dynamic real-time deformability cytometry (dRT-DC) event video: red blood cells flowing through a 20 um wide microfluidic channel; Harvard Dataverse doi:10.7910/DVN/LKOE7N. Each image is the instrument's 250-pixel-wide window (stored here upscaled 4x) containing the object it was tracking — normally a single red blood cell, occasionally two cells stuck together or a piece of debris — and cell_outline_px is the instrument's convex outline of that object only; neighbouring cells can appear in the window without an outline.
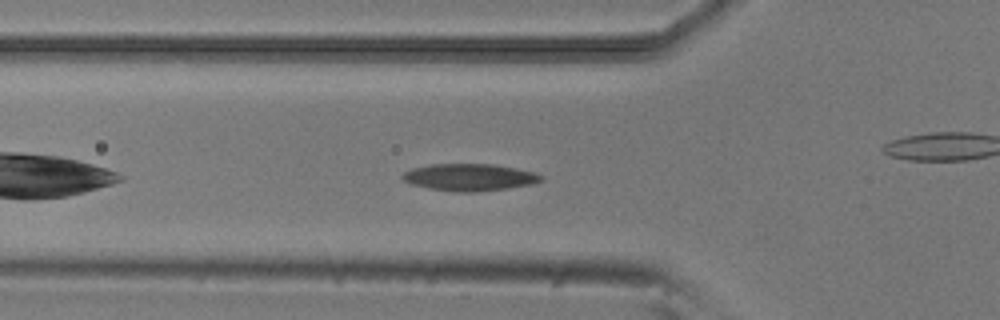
{"species": "common noctule bat (a hibernating species)", "species_latin": "Nyctalus noctula", "temperature_condition": "room temperature", "stored_images_in_passage": 35, "camera_frame_rate_fps": 3000, "um_per_image_px": 0.085, "animal": {"sex": "male", "body_mass_g": 20.5, "forearm_length_mm": 52.5}, "frame": {"image": 1, "passage_image": 6, "time_ms": 1.667, "image_size_px": [1000, 320], "cell_outline_px": [[544, 180], [532, 184], [508, 188], [476, 192], [456, 192], [428, 188], [408, 184], [400, 176], [404, 172], [412, 168], [428, 164], [492, 164], [536, 172], [544, 176]], "centroid_in_image_um": [39.9, 15.07], "position_along_channel_um": 85.9, "area_um2": 22.08}}
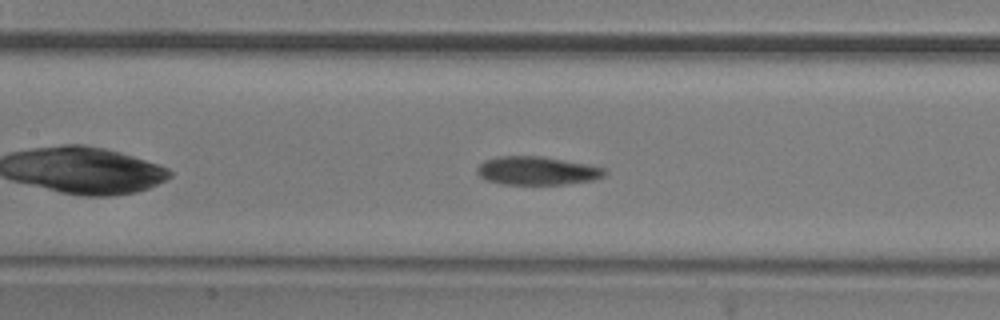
{"frame": {"image": 2, "passage_image": 12, "time_ms": 3.667, "image_size_px": [1000, 320], "cell_outline_px": [[608, 176], [592, 180], [564, 184], [504, 184], [484, 180], [476, 172], [476, 168], [484, 160], [496, 156], [540, 156], [588, 164], [604, 168], [608, 172]], "centroid_in_image_um": [45.65, 14.51], "position_along_channel_um": 161.8, "area_um2": 21.27}}
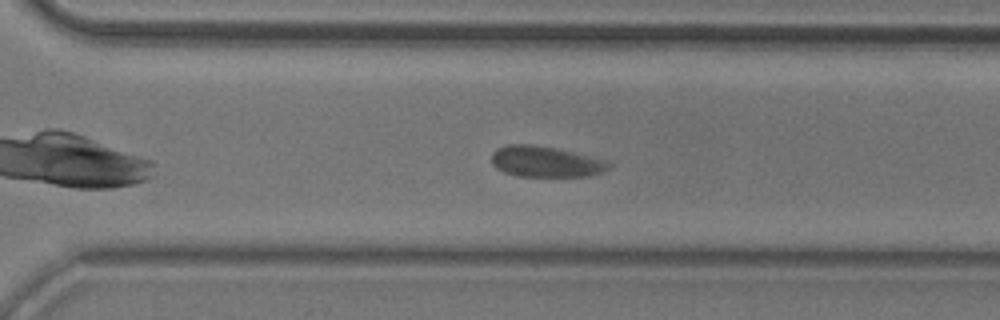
{"frame": {"image": 3, "passage_image": 25, "time_ms": 8.0, "image_size_px": [1000, 320], "cell_outline_px": [[612, 164], [604, 172], [588, 176], [520, 176], [504, 172], [496, 168], [492, 164], [492, 152], [496, 148], [508, 144], [532, 144], [556, 148], [608, 160]], "centroid_in_image_um": [46.38, 13.73], "position_along_channel_um": 324.2, "area_um2": 21.21}, "authors_computed_cell_mechanics": {"area_um2": 21.5016, "velocity_mm_per_s": 3.7685, "shape_relaxation_time_tau1_ms": 4.3302, "shape_relaxation_time_tau2_ms": 2.0987, "deformation_change_tau1": 0.1241, "deformation_change_tau2": 0.0494}}